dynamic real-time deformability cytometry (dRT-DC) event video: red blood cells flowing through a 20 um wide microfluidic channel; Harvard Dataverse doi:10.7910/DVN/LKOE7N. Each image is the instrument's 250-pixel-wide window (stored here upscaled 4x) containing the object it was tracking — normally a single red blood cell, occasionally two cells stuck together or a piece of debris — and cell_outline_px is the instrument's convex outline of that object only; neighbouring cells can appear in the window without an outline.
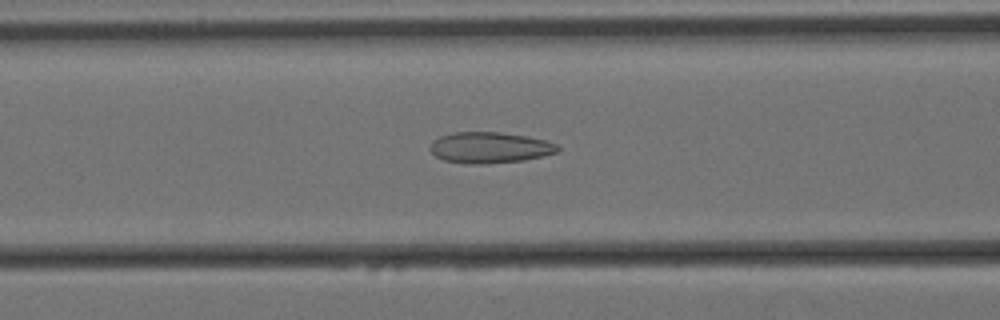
{"species": "Egyptian fruit bat (a non-hibernating species)", "species_latin": "Rousettus aegyptiacus", "temperature_condition": "cold", "stored_images_in_passage": 31, "camera_frame_rate_fps": 3000, "um_per_image_px": 0.085, "animal": {"sex": "female"}, "frame": {"image": 1, "passage_image": 7, "time_ms": 2.0, "image_size_px": [1000, 320], "cell_outline_px": [[560, 148], [556, 152], [544, 156], [524, 160], [484, 164], [468, 164], [444, 160], [436, 156], [428, 148], [432, 140], [440, 136], [456, 132], [500, 132], [524, 136], [544, 140], [560, 144]], "centroid_in_image_um": [41.62, 12.55], "position_along_channel_um": 125.0, "area_um2": 23.12}}
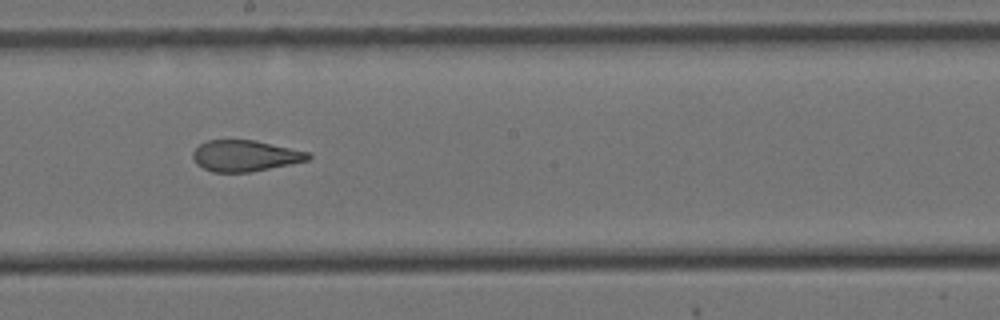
{"frame": {"image": 2, "passage_image": 16, "time_ms": 5.0, "image_size_px": [1000, 320], "cell_outline_px": [[312, 156], [308, 160], [252, 172], [212, 172], [196, 164], [192, 156], [192, 152], [200, 144], [208, 140], [256, 140], [308, 152]], "centroid_in_image_um": [20.81, 13.24], "position_along_channel_um": 227.4, "area_um2": 20.87}}
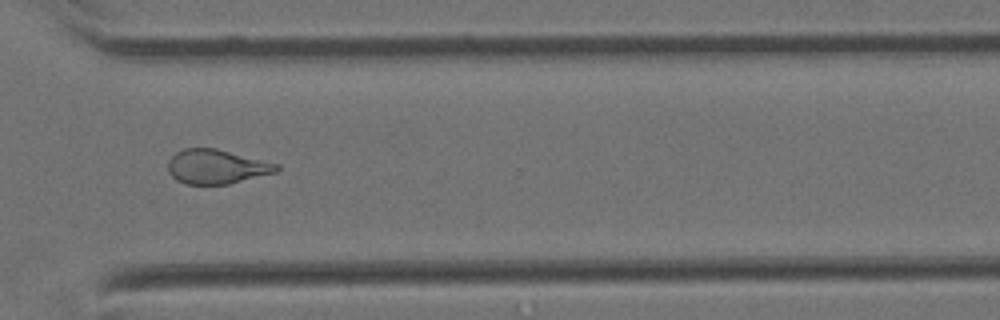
{"frame": {"image": 3, "passage_image": 27, "time_ms": 8.667, "image_size_px": [1000, 320], "cell_outline_px": [[280, 168], [276, 172], [228, 184], [184, 184], [176, 180], [168, 172], [168, 160], [176, 152], [184, 148], [216, 148], [280, 164]], "centroid_in_image_um": [18.39, 14.16], "position_along_channel_um": 352.2, "area_um2": 21.79}, "authors_computed_cell_mechanics": {"area_um2": 21.7328, "velocity_mm_per_s": 3.4162, "shape_relaxation_time_tau1_ms": null, "shape_relaxation_time_tau2_ms": 2.0318, "deformation_change_tau1": null, "deformation_change_tau2": 0.0953}}